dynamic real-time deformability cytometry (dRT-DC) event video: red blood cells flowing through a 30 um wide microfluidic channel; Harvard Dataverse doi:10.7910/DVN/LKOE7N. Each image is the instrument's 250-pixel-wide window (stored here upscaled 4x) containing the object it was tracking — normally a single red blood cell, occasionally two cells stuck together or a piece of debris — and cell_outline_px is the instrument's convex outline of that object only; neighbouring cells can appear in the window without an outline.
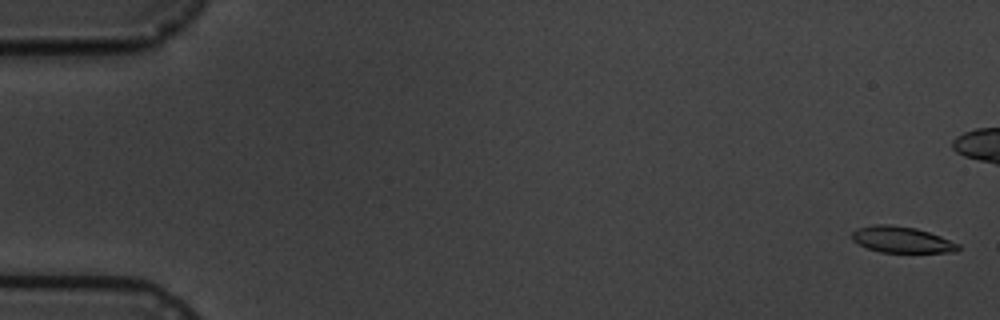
{"species": "common noctule bat (a hibernating species)", "species_latin": "Nyctalus noctula", "temperature_condition": "cold", "stored_images_in_passage": 6, "camera_frame_rate_fps": 3000, "um_per_image_px": 0.085, "animal": {"sex": "male", "body_mass_g": 19.5, "forearm_length_mm": 54.6}, "frame": {"image": 1, "passage_image": 1, "time_ms": 0.0, "image_size_px": [1000, 320], "cell_outline_px": [[960, 248], [956, 252], [880, 252], [868, 248], [852, 240], [852, 232], [856, 228], [872, 224], [892, 224], [916, 228], [940, 236], [960, 244]], "centroid_in_image_um": [76.64, 20.36], "position_along_channel_um": 8.4, "area_um2": 16.24}}